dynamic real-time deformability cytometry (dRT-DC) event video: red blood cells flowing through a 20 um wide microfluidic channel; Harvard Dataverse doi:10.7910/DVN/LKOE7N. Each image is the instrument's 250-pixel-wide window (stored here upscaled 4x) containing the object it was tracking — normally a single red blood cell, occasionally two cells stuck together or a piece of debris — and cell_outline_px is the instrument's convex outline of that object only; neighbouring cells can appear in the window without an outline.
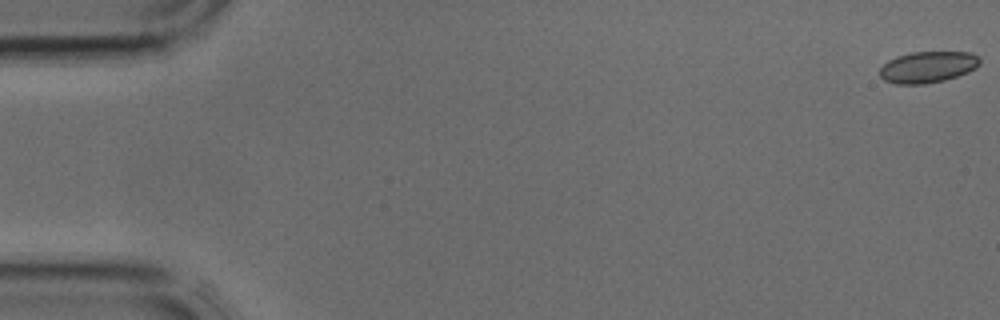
{"species": "common noctule bat (a hibernating species)", "species_latin": "Nyctalus noctula", "temperature_condition": "cold", "stored_images_in_passage": 4, "camera_frame_rate_fps": 3000, "um_per_image_px": 0.085, "animal": {"sex": "male", "body_mass_g": 17.9, "forearm_length_mm": 54.2}, "frame": {"image": 1, "passage_image": 1, "time_ms": 0.0, "image_size_px": [1000, 320], "cell_outline_px": [[980, 64], [976, 68], [968, 72], [944, 80], [924, 84], [896, 84], [884, 80], [880, 76], [880, 68], [888, 60], [896, 56], [912, 52], [972, 52], [980, 56]], "centroid_in_image_um": [78.88, 5.69], "position_along_channel_um": 6.1, "area_um2": 18.38}}